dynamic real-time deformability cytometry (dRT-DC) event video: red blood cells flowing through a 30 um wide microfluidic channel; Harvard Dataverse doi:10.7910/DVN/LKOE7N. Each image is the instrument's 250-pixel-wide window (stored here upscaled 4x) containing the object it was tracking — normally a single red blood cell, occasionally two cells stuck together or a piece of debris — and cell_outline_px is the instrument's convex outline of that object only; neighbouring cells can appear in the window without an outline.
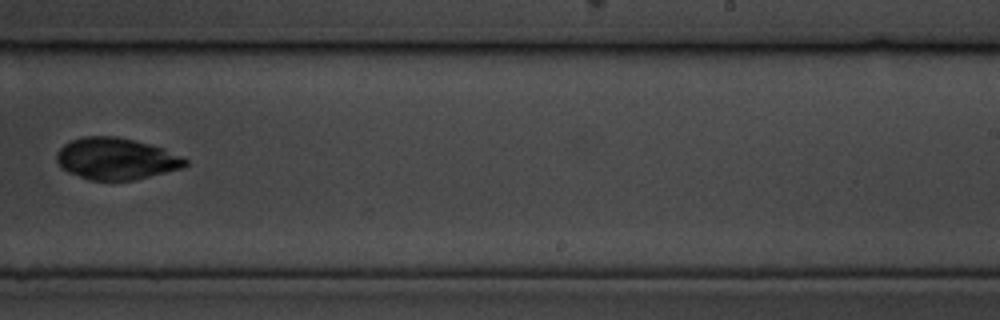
{"species": "common noctule bat (a hibernating species)", "species_latin": "Nyctalus noctula", "temperature_condition": "cold", "stored_images_in_passage": 12, "camera_frame_rate_fps": 3000, "um_per_image_px": 0.085, "animal": {"sex": "male", "body_mass_g": 19.5, "forearm_length_mm": 54.6}, "frame": {"image": 1, "passage_image": 7, "time_ms": 8.0, "image_size_px": [1000, 320], "cell_outline_px": [[188, 164], [184, 168], [132, 180], [88, 180], [68, 172], [56, 160], [56, 152], [64, 144], [72, 140], [84, 136], [116, 136], [164, 148], [184, 156], [188, 160]], "centroid_in_image_um": [9.9, 13.49], "position_along_channel_um": 279.1, "area_um2": 31.27}}
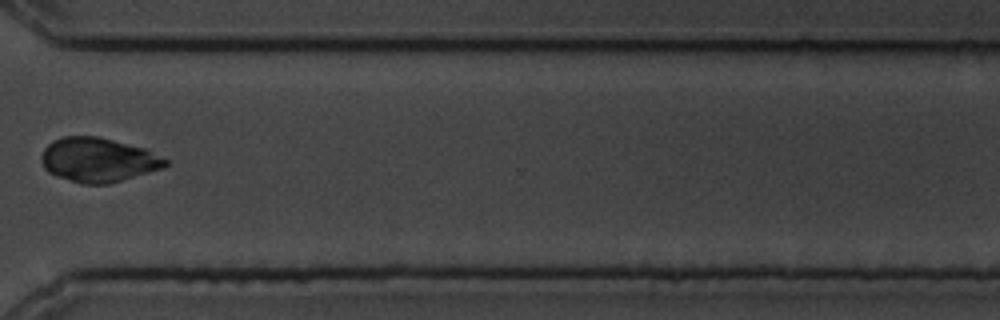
{"frame": {"image": 2, "passage_image": 9, "time_ms": 10.333, "image_size_px": [1000, 320], "cell_outline_px": [[168, 164], [164, 168], [108, 184], [84, 184], [56, 176], [48, 172], [44, 168], [40, 160], [40, 156], [44, 148], [52, 140], [64, 136], [96, 136], [144, 148], [168, 160]], "centroid_in_image_um": [8.31, 13.59], "position_along_channel_um": 362.3, "area_um2": 31.96}, "authors_computed_cell_mechanics": {"area_um2": 24.7384, "velocity_mm_per_s": 3.5639, "shape_relaxation_time_tau1_ms": 4.1077, "shape_relaxation_time_tau2_ms": 1.9117, "deformation_change_tau1": 0.0858, "deformation_change_tau2": null}}